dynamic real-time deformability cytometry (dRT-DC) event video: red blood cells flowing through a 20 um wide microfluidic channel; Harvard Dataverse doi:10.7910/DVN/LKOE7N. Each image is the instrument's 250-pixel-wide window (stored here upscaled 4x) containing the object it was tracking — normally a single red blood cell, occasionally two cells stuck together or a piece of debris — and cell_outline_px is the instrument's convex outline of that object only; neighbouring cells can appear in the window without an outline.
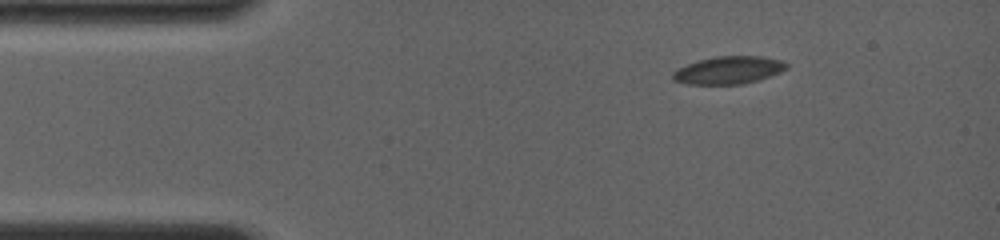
{"species": "common noctule bat (a hibernating species)", "species_latin": "Nyctalus noctula", "temperature_condition": "room temperature", "stored_images_in_passage": 47, "camera_frame_rate_fps": 4000, "um_per_image_px": 0.085, "animal": {"sex": "female", "body_mass_g": 19.0, "forearm_length_mm": 56.7}, "frame": {"image": 1, "passage_image": 1, "time_ms": 0.0, "image_size_px": [1000, 240], "cell_outline_px": [[788, 64], [780, 72], [744, 84], [688, 84], [672, 80], [672, 72], [688, 64], [700, 60], [720, 56], [760, 56], [780, 60]], "centroid_in_image_um": [61.9, 5.97], "position_along_channel_um": 23.1, "area_um2": 17.92}}
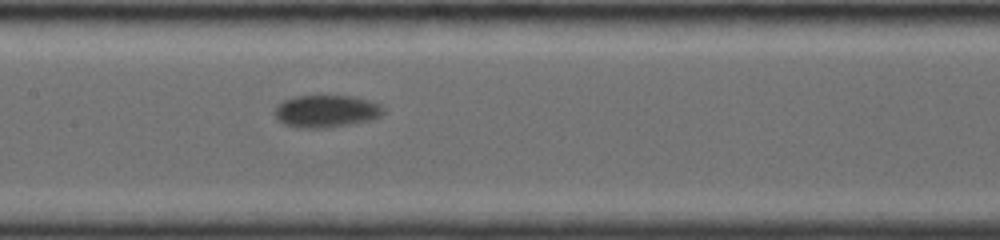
{"frame": {"image": 2, "passage_image": 26, "time_ms": 5.75, "image_size_px": [1000, 240], "cell_outline_px": [[388, 108], [380, 116], [372, 120], [348, 124], [320, 128], [300, 128], [284, 124], [272, 112], [284, 100], [296, 96], [352, 96], [368, 100], [380, 104]], "centroid_in_image_um": [27.77, 9.45], "position_along_channel_um": 179.6, "area_um2": 20.4}}
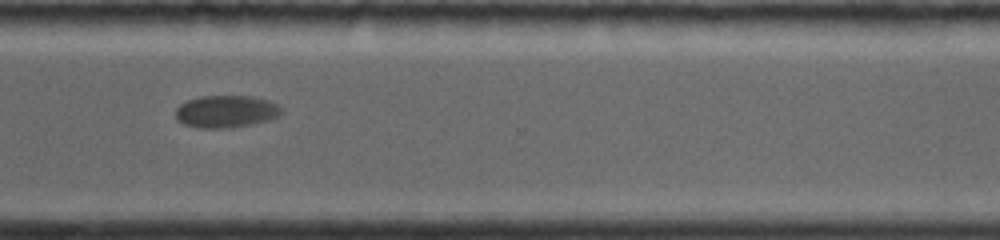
{"frame": {"image": 3, "passage_image": 46, "time_ms": 10.25, "image_size_px": [1000, 240], "cell_outline_px": [[284, 108], [280, 116], [268, 120], [228, 128], [200, 128], [184, 124], [176, 120], [176, 108], [180, 104], [188, 100], [200, 96], [252, 96], [268, 100], [280, 104]], "centroid_in_image_um": [19.24, 9.47], "position_along_channel_um": 351.4, "area_um2": 20.06}}